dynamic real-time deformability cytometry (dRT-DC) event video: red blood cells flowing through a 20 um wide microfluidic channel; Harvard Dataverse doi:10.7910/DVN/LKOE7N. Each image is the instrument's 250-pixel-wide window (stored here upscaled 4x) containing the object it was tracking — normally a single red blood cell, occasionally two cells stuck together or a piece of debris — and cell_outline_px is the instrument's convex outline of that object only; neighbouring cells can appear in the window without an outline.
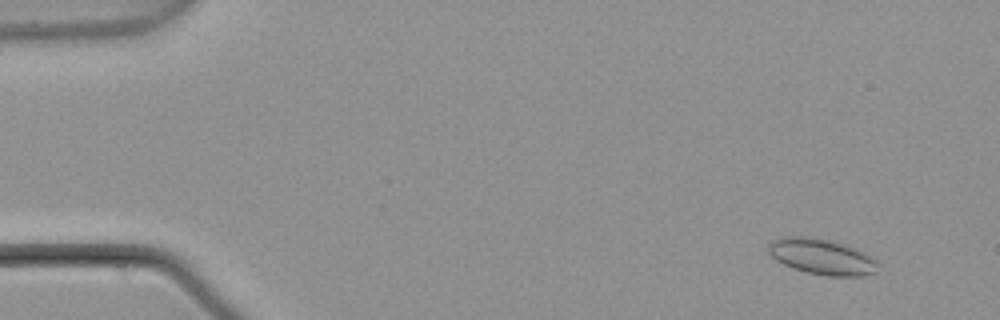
{"species": "common noctule bat (a hibernating species)", "species_latin": "Nyctalus noctula", "temperature_condition": "warm", "stored_images_in_passage": 56, "camera_frame_rate_fps": 3000, "um_per_image_px": 0.085, "animal": {"sex": "male", "body_mass_g": 21.5, "forearm_length_mm": 52.0}, "frame": {"image": 1, "passage_image": 5, "time_ms": 1.333, "image_size_px": [1000, 320], "cell_outline_px": [[880, 264], [876, 272], [864, 276], [828, 276], [808, 272], [792, 268], [776, 260], [768, 252], [768, 244], [772, 240], [780, 236], [812, 236], [844, 244], [856, 248], [872, 256]], "centroid_in_image_um": [69.86, 21.81], "position_along_channel_um": 15.1, "area_um2": 23.12}}
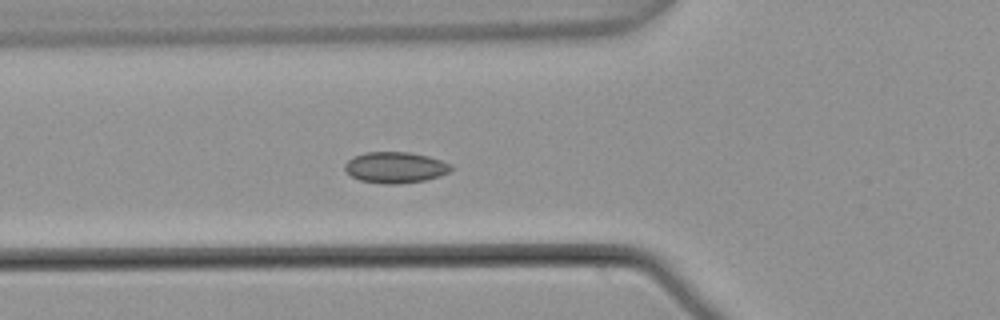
{"frame": {"image": 2, "passage_image": 21, "time_ms": 6.667, "image_size_px": [1000, 320], "cell_outline_px": [[452, 168], [448, 172], [440, 176], [424, 180], [396, 184], [384, 184], [360, 180], [352, 176], [344, 168], [344, 164], [352, 156], [364, 152], [408, 152], [428, 156], [440, 160], [448, 164]], "centroid_in_image_um": [33.56, 14.23], "position_along_channel_um": 92.2, "area_um2": 19.07}}
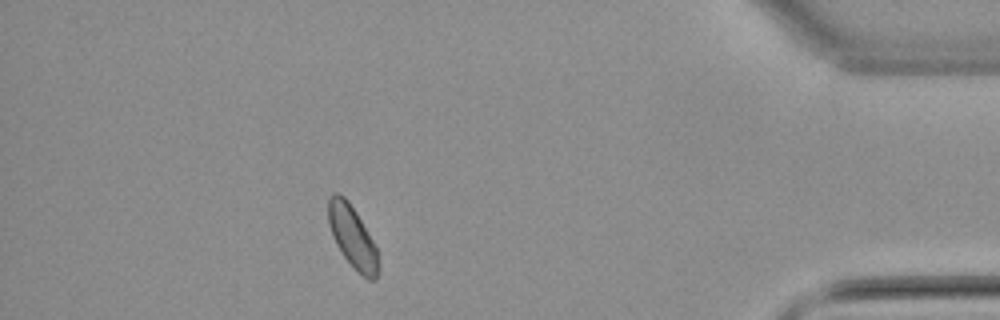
{"frame": {"image": 3, "passage_image": 50, "time_ms": 16.333, "image_size_px": [1000, 320], "cell_outline_px": [[380, 272], [376, 280], [368, 280], [344, 256], [336, 244], [332, 236], [328, 224], [328, 200], [332, 192], [336, 192], [344, 196], [348, 200], [356, 212], [372, 240], [376, 248]], "centroid_in_image_um": [29.95, 20.11], "position_along_channel_um": 405.3, "area_um2": 17.92}}